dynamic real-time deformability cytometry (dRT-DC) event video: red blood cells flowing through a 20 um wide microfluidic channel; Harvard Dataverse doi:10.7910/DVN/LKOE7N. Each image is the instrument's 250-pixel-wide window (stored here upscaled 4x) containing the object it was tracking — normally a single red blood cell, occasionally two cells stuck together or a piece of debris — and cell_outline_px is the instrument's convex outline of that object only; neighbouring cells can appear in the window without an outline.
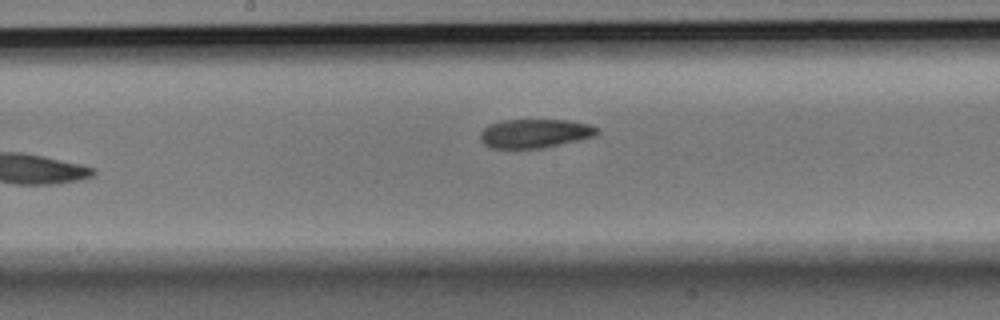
{"species": "Egyptian fruit bat (a non-hibernating species)", "species_latin": "Rousettus aegyptiacus", "temperature_condition": "room temperature", "stored_images_in_passage": 7, "camera_frame_rate_fps": 3000, "um_per_image_px": 0.085, "animal": {"sex": "male"}, "frame": {"image": 1, "passage_image": 5, "time_ms": 1.333, "image_size_px": [1000, 320], "cell_outline_px": [[600, 132], [596, 136], [544, 148], [488, 148], [480, 140], [480, 132], [488, 124], [500, 120], [568, 120], [588, 124], [600, 128]], "centroid_in_image_um": [45.46, 11.34], "position_along_channel_um": 202.7, "area_um2": 19.94}}
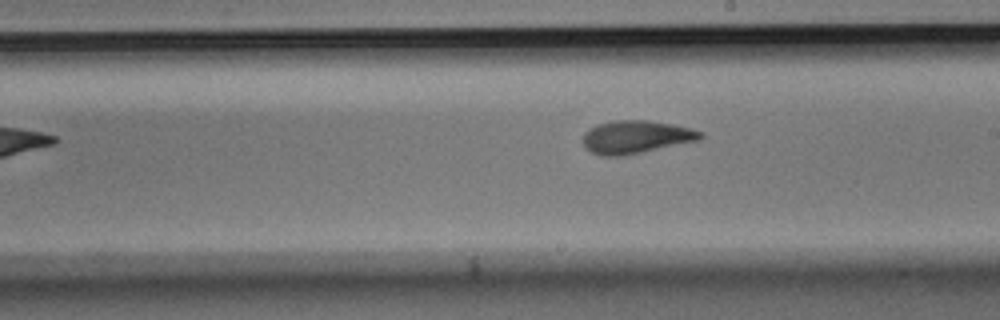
{"frame": {"image": 2, "passage_image": 7, "time_ms": 2.0, "image_size_px": [1000, 320], "cell_outline_px": [[704, 136], [700, 140], [620, 156], [600, 156], [592, 152], [584, 144], [584, 132], [596, 124], [616, 120], [648, 120], [672, 124], [692, 128], [704, 132]], "centroid_in_image_um": [54.09, 11.63], "position_along_channel_um": 234.9, "area_um2": 22.43}}